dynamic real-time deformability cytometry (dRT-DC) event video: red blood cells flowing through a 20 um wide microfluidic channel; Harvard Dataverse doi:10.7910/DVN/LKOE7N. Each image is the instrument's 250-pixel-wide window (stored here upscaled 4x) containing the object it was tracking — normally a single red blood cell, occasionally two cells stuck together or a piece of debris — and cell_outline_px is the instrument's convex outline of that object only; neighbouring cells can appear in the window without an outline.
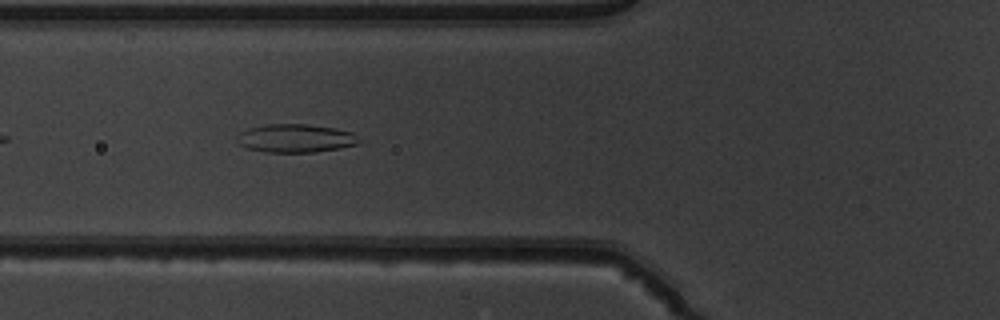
{"species": "common noctule bat (a hibernating species)", "species_latin": "Nyctalus noctula", "temperature_condition": "warm", "stored_images_in_passage": 37, "camera_frame_rate_fps": 3000, "um_per_image_px": 0.085, "animal": {"sex": "male", "body_mass_g": 19.5, "forearm_length_mm": 54.6}, "frame": {"image": 1, "passage_image": 6, "time_ms": 1.667, "image_size_px": [1000, 320], "cell_outline_px": [[356, 144], [340, 148], [316, 152], [264, 152], [248, 148], [240, 144], [236, 140], [236, 136], [240, 132], [248, 128], [268, 124], [304, 124], [332, 128], [352, 132], [356, 140]], "centroid_in_image_um": [25.03, 11.76], "position_along_channel_um": 100.8, "area_um2": 19.83}}
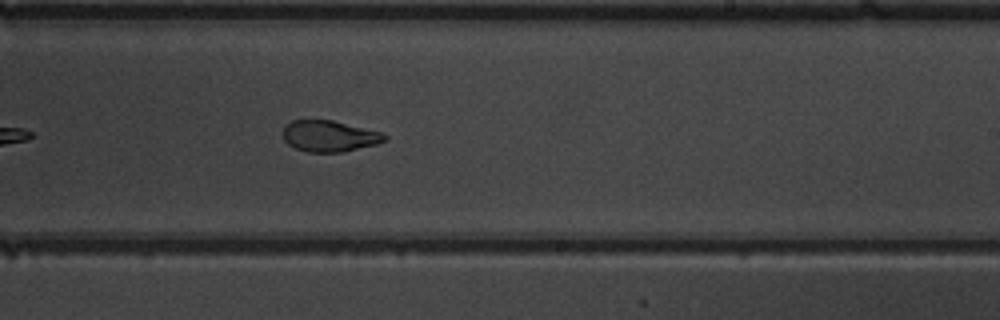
{"frame": {"image": 2, "passage_image": 18, "time_ms": 5.667, "image_size_px": [1000, 320], "cell_outline_px": [[388, 140], [376, 144], [344, 152], [308, 152], [296, 148], [288, 144], [284, 140], [284, 128], [292, 120], [332, 120], [380, 132], [388, 136]], "centroid_in_image_um": [28.02, 11.58], "position_along_channel_um": 261.0, "area_um2": 18.32}}
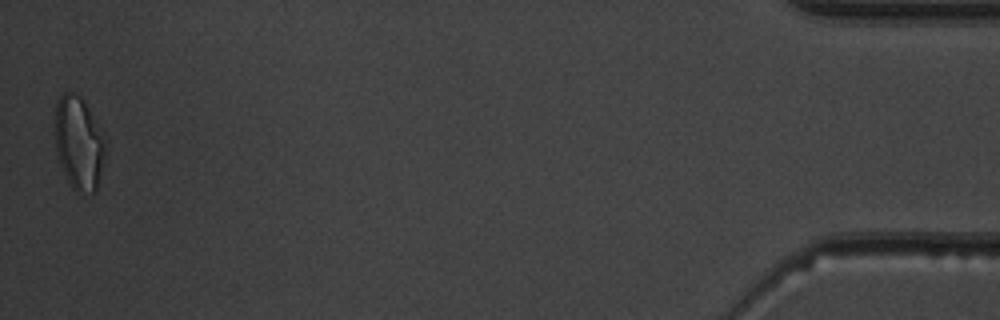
{"frame": {"image": 3, "passage_image": 37, "time_ms": 12.0, "image_size_px": [1000, 320], "cell_outline_px": [[104, 156], [96, 192], [76, 192], [72, 188], [64, 172], [56, 152], [56, 100], [64, 92], [72, 92], [80, 96], [84, 100], [104, 132]], "centroid_in_image_um": [6.71, 12.13], "position_along_channel_um": 428.5, "area_um2": 27.17}, "authors_computed_cell_mechanics": {"area_um2": 19.8254, "velocity_mm_per_s": 4.015, "shape_relaxation_time_tau1_ms": 10.0731, "shape_relaxation_time_tau2_ms": 1.3591, "deformation_change_tau1": 0.2636, "deformation_change_tau2": 0.0768}}